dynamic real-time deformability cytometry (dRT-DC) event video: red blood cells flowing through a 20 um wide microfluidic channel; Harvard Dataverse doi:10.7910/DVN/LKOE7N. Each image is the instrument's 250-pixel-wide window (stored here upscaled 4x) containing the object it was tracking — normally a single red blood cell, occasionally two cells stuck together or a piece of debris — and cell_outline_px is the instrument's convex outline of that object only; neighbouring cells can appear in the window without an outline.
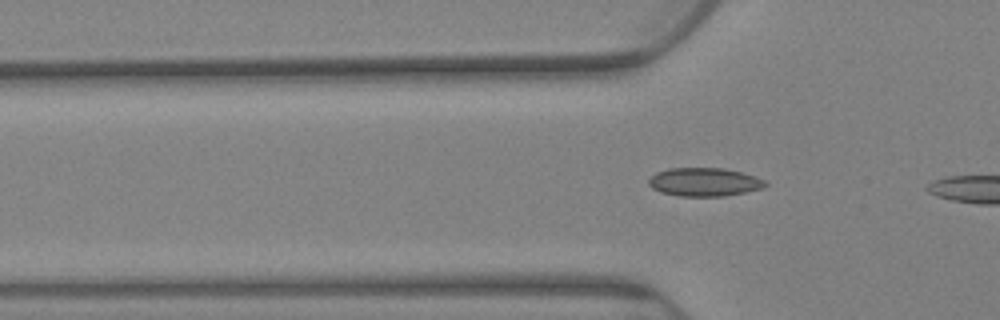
{"species": "Egyptian fruit bat (a non-hibernating species)", "species_latin": "Rousettus aegyptiacus", "temperature_condition": "warm", "stored_images_in_passage": 55, "camera_frame_rate_fps": 3000, "um_per_image_px": 0.085, "animal": {"sex": "female"}, "frame": {"image": 1, "passage_image": 16, "time_ms": 5.0, "image_size_px": [1000, 320], "cell_outline_px": [[768, 184], [760, 188], [744, 192], [724, 196], [676, 196], [660, 192], [652, 188], [648, 184], [648, 180], [656, 172], [668, 168], [724, 168], [756, 176], [764, 180]], "centroid_in_image_um": [59.82, 15.47], "position_along_channel_um": 66.0, "area_um2": 19.31}}
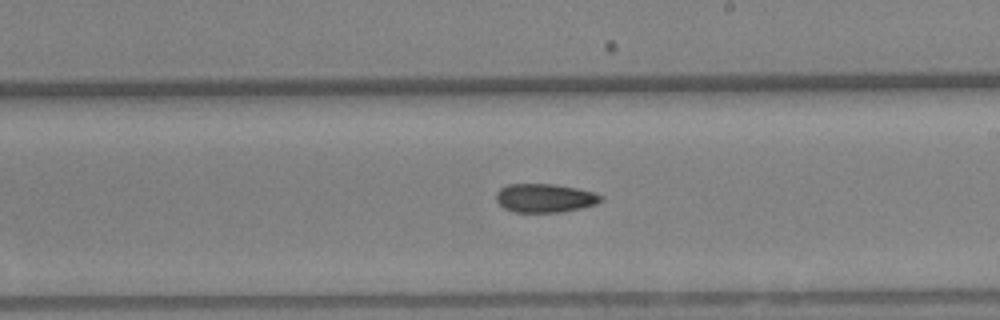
{"frame": {"image": 2, "passage_image": 37, "time_ms": 12.0, "image_size_px": [1000, 320], "cell_outline_px": [[604, 200], [596, 204], [580, 208], [560, 212], [516, 212], [504, 208], [496, 200], [496, 192], [500, 188], [508, 184], [552, 184], [576, 188], [592, 192], [604, 196]], "centroid_in_image_um": [46.31, 16.83], "position_along_channel_um": 242.7, "area_um2": 17.46}}
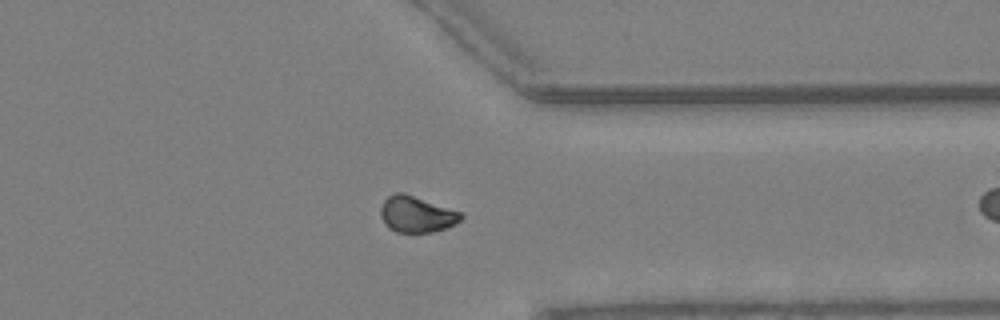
{"frame": {"image": 3, "passage_image": 53, "time_ms": 17.333, "image_size_px": [1000, 320], "cell_outline_px": [[464, 216], [456, 224], [432, 232], [412, 236], [396, 232], [388, 228], [384, 224], [380, 216], [380, 208], [384, 200], [388, 196], [396, 192], [404, 192], [464, 212]], "centroid_in_image_um": [35.41, 18.25], "position_along_channel_um": 376.0, "area_um2": 17.8}}